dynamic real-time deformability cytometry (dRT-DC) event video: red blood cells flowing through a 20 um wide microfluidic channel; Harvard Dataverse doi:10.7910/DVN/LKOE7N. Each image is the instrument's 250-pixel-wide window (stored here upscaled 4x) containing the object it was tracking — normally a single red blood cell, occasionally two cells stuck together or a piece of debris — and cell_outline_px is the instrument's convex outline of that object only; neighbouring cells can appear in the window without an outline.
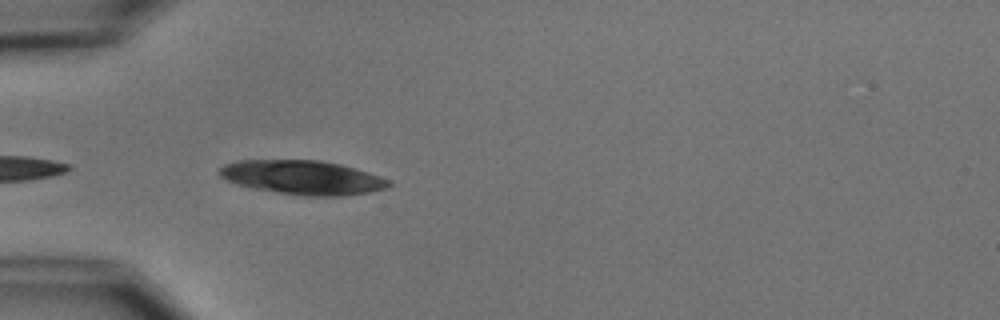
{"species": "common noctule bat (a hibernating species)", "species_latin": "Nyctalus noctula", "temperature_condition": "cold", "stored_images_in_passage": 4, "camera_frame_rate_fps": 3000, "um_per_image_px": 0.085, "animal": {"sex": "male", "body_mass_g": 15.6}, "frame": {"image": 1, "passage_image": 4, "time_ms": 4.333, "image_size_px": [1000, 320], "cell_outline_px": [[392, 184], [384, 188], [368, 192], [344, 196], [308, 196], [280, 192], [256, 188], [236, 184], [220, 176], [216, 172], [224, 164], [236, 160], [320, 160], [340, 164], [388, 180]], "centroid_in_image_um": [25.65, 15.07], "position_along_channel_um": 59.4, "area_um2": 33.06}}